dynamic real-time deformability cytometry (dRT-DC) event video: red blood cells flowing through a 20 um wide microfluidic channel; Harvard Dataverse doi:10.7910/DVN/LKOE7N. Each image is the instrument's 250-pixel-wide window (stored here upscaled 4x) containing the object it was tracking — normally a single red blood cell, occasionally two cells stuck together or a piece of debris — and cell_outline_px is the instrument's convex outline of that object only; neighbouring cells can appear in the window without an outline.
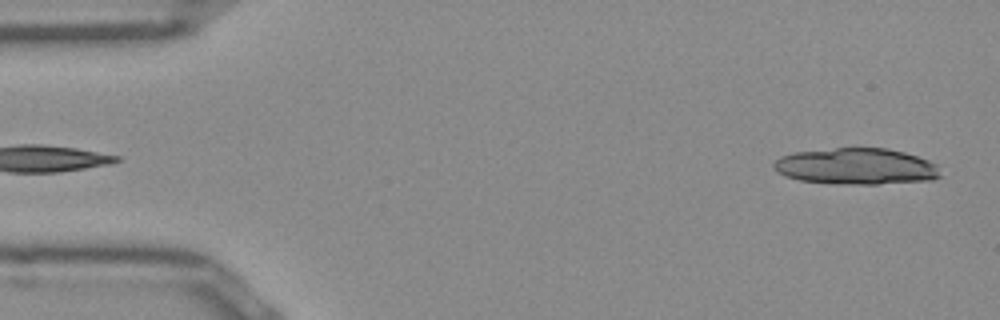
{"species": "Egyptian fruit bat (a non-hibernating species)", "species_latin": "Rousettus aegyptiacus", "temperature_condition": "room temperature", "stored_images_in_passage": 15, "camera_frame_rate_fps": 3000, "um_per_image_px": 0.085, "frame": {"image": 1, "passage_image": 1, "time_ms": 0.0, "image_size_px": [1000, 320], "cell_outline_px": [[940, 176], [932, 180], [876, 184], [848, 184], [800, 180], [784, 176], [776, 172], [772, 168], [772, 164], [780, 156], [796, 152], [836, 148], [888, 148], [904, 152], [928, 160], [936, 164]], "centroid_in_image_um": [72.75, 14.14], "position_along_channel_um": 12.2, "area_um2": 35.14}}